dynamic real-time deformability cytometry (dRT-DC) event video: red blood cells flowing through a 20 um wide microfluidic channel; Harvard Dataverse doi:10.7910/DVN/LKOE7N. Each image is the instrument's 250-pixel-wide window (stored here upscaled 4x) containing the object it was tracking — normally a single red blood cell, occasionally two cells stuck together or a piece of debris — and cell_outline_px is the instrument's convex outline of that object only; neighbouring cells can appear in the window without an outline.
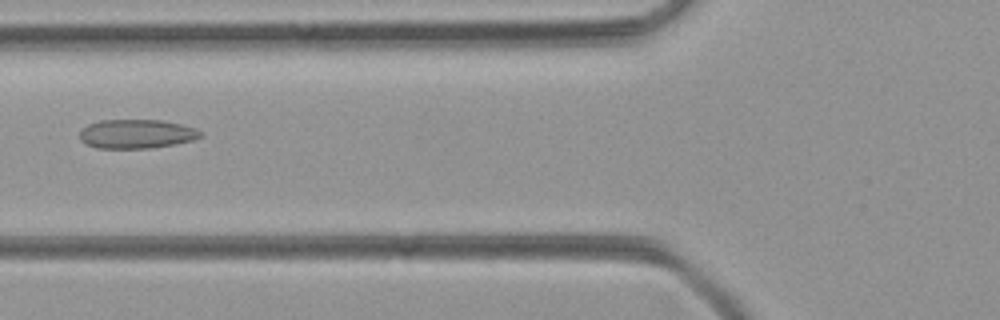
{"species": "common noctule bat (a hibernating species)", "species_latin": "Nyctalus noctula", "temperature_condition": "room temperature", "stored_images_in_passage": 50, "camera_frame_rate_fps": 3000, "um_per_image_px": 0.085, "animal": {"sex": "female", "body_mass_g": 21.9}, "frame": {"image": 1, "passage_image": 20, "time_ms": 6.333, "image_size_px": [1000, 320], "cell_outline_px": [[200, 136], [192, 140], [172, 144], [148, 148], [96, 148], [80, 140], [80, 132], [88, 124], [100, 120], [164, 120], [196, 128], [200, 132]], "centroid_in_image_um": [11.57, 11.37], "position_along_channel_um": 114.2, "area_um2": 20.17}}
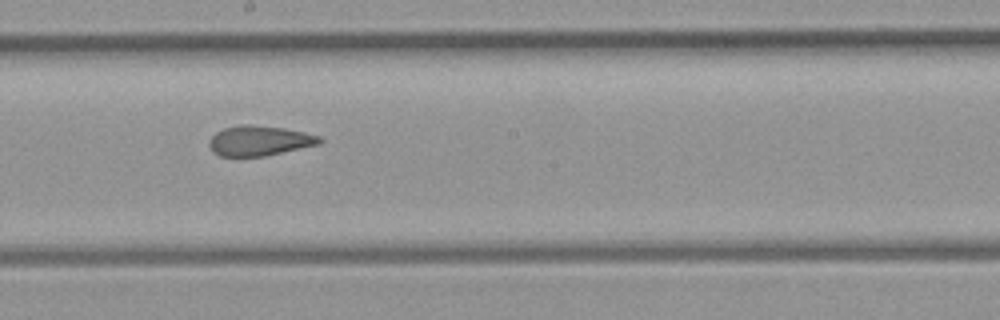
{"frame": {"image": 2, "passage_image": 28, "time_ms": 9.0, "image_size_px": [1000, 320], "cell_outline_px": [[324, 140], [320, 144], [264, 156], [220, 156], [212, 152], [208, 144], [208, 140], [216, 132], [224, 128], [240, 124], [248, 124], [284, 128], [304, 132], [320, 136]], "centroid_in_image_um": [22.03, 11.95], "position_along_channel_um": 226.2, "area_um2": 19.42}}
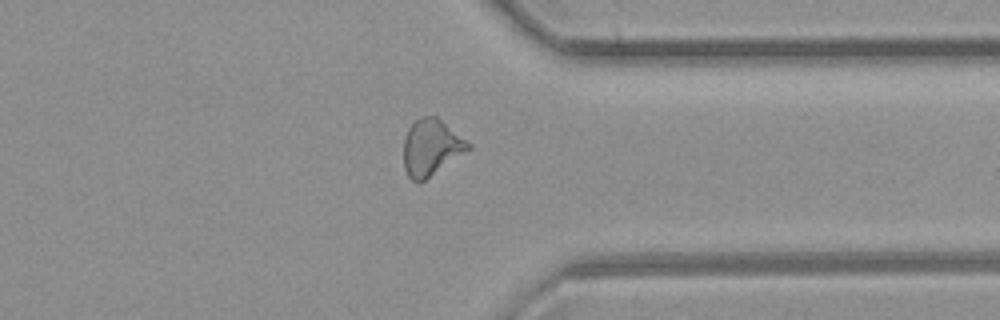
{"frame": {"image": 3, "passage_image": 39, "time_ms": 12.667, "image_size_px": [1000, 320], "cell_outline_px": [[472, 148], [420, 184], [412, 180], [408, 176], [404, 168], [404, 140], [408, 128], [420, 116], [436, 116], [472, 144]], "centroid_in_image_um": [36.66, 12.55], "position_along_channel_um": 374.7, "area_um2": 21.33}}